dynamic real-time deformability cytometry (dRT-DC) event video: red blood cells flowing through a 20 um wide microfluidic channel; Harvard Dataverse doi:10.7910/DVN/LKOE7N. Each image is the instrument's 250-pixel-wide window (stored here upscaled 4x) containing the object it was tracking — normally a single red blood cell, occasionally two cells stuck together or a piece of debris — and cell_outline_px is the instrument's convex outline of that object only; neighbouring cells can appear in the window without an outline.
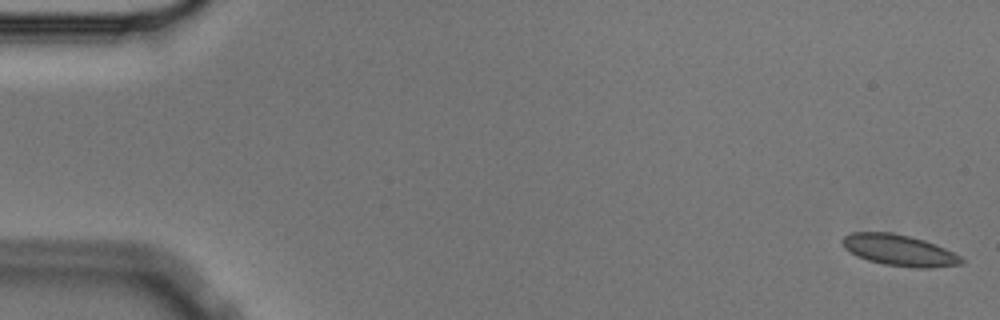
{"species": "Egyptian fruit bat (a non-hibernating species)", "species_latin": "Rousettus aegyptiacus", "temperature_condition": "cold", "stored_images_in_passage": 12, "camera_frame_rate_fps": 3000, "um_per_image_px": 0.085, "animal": {"sex": "male"}, "frame": {"image": 1, "passage_image": 1, "time_ms": 0.0, "image_size_px": [1000, 320], "cell_outline_px": [[964, 264], [932, 268], [916, 268], [884, 264], [868, 260], [856, 256], [844, 248], [840, 240], [844, 236], [852, 232], [892, 232], [924, 240], [944, 248], [960, 256], [964, 260]], "centroid_in_image_um": [76.41, 21.27], "position_along_channel_um": 8.6, "area_um2": 21.68}}